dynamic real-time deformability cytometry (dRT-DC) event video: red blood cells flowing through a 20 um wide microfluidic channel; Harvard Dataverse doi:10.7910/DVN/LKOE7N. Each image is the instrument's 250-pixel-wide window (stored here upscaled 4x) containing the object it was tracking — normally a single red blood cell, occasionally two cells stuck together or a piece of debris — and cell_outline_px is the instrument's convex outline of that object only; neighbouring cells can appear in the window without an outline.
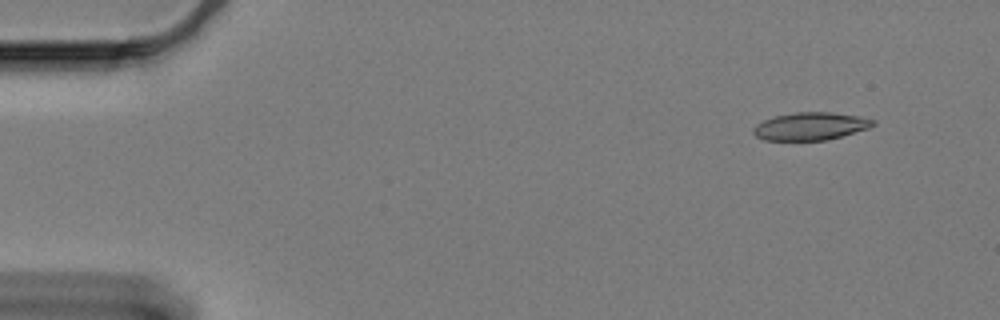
{"species": "Egyptian fruit bat (a non-hibernating species)", "species_latin": "Rousettus aegyptiacus", "temperature_condition": "cold", "stored_images_in_passage": 57, "camera_frame_rate_fps": 3000, "um_per_image_px": 0.085, "animal": {"sex": "female"}, "frame": {"image": 1, "passage_image": 2, "time_ms": 0.333, "image_size_px": [1000, 320], "cell_outline_px": [[876, 124], [868, 128], [828, 140], [764, 140], [756, 136], [752, 132], [752, 128], [756, 124], [764, 120], [776, 116], [796, 112], [828, 112], [860, 116], [876, 120]], "centroid_in_image_um": [68.89, 10.73], "position_along_channel_um": 16.1, "area_um2": 19.31}}
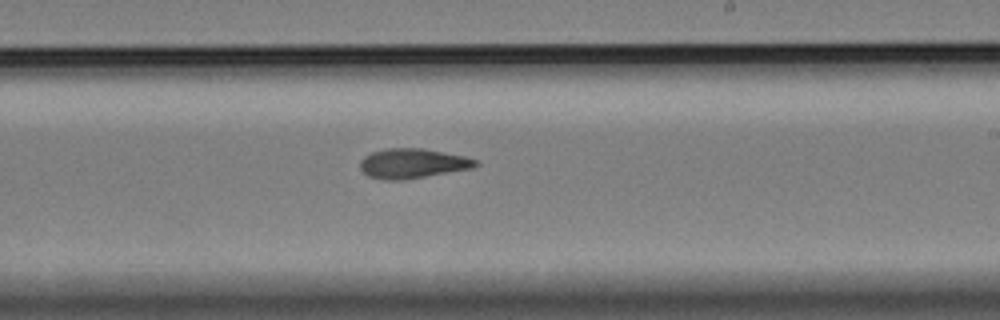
{"frame": {"image": 2, "passage_image": 33, "time_ms": 10.667, "image_size_px": [1000, 320], "cell_outline_px": [[480, 164], [472, 168], [404, 180], [384, 180], [368, 176], [360, 168], [360, 160], [364, 156], [372, 152], [384, 148], [424, 148], [464, 156], [476, 160]], "centroid_in_image_um": [35.04, 13.89], "position_along_channel_um": 254.0, "area_um2": 20.06}}
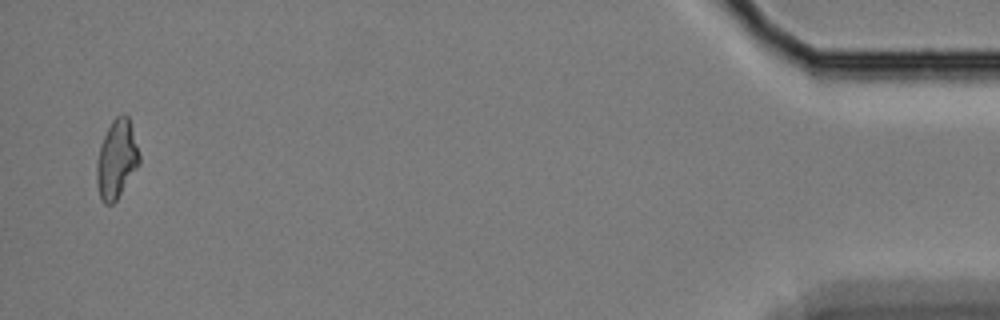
{"frame": {"image": 3, "passage_image": 56, "time_ms": 18.333, "image_size_px": [1000, 320], "cell_outline_px": [[140, 164], [116, 200], [112, 204], [104, 204], [100, 200], [96, 184], [96, 164], [100, 148], [104, 136], [112, 120], [116, 116], [124, 112], [128, 116], [140, 156]], "centroid_in_image_um": [9.9, 13.56], "position_along_channel_um": 425.3, "area_um2": 19.48}, "authors_computed_cell_mechanics": {"area_um2": 19.5364, "velocity_mm_per_s": 3.2943, "shape_relaxation_time_tau1_ms": 5.7522, "shape_relaxation_time_tau2_ms": 3.574, "deformation_change_tau1": 0.1461, "deformation_change_tau2": 0.1056}}